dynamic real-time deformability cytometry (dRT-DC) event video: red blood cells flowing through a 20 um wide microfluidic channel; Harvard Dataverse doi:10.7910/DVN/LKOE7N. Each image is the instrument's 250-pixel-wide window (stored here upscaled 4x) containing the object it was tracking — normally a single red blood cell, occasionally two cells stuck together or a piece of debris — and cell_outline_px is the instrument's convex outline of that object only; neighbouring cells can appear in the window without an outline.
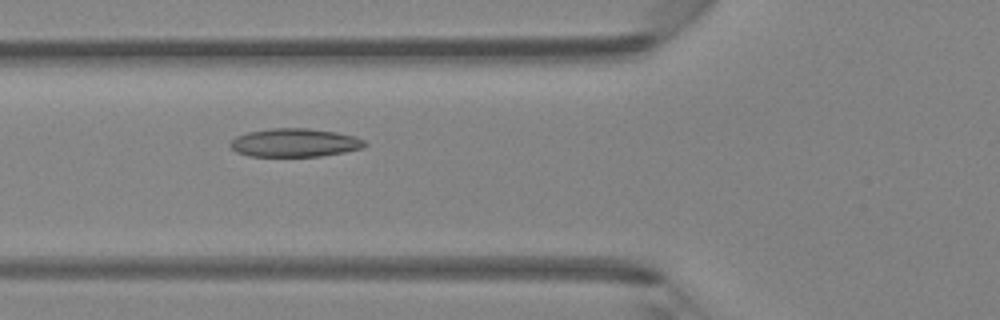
{"species": "Egyptian fruit bat (a non-hibernating species)", "species_latin": "Rousettus aegyptiacus", "temperature_condition": "room temperature", "stored_images_in_passage": 7, "camera_frame_rate_fps": 3000, "um_per_image_px": 0.085, "animal": {"sex": "female"}, "frame": {"image": 1, "passage_image": 5, "time_ms": 5.333, "image_size_px": [1000, 320], "cell_outline_px": [[368, 144], [364, 148], [344, 152], [320, 156], [248, 156], [236, 152], [228, 144], [236, 136], [248, 132], [272, 128], [308, 128], [336, 132], [356, 136], [364, 140]], "centroid_in_image_um": [25.07, 12.13], "position_along_channel_um": 100.7, "area_um2": 22.37}}
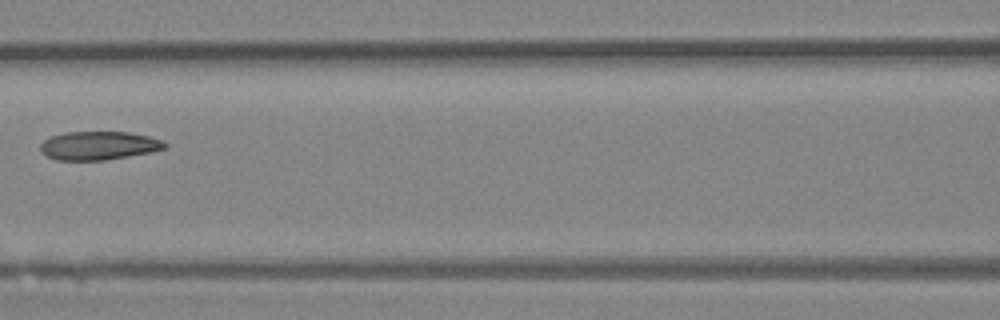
{"frame": {"image": 2, "passage_image": 6, "time_ms": 6.667, "image_size_px": [1000, 320], "cell_outline_px": [[168, 144], [164, 148], [152, 152], [104, 160], [56, 160], [40, 152], [40, 144], [44, 140], [52, 136], [64, 132], [128, 132], [148, 136], [164, 140]], "centroid_in_image_um": [8.39, 12.37], "position_along_channel_um": 158.2, "area_um2": 20.69}}
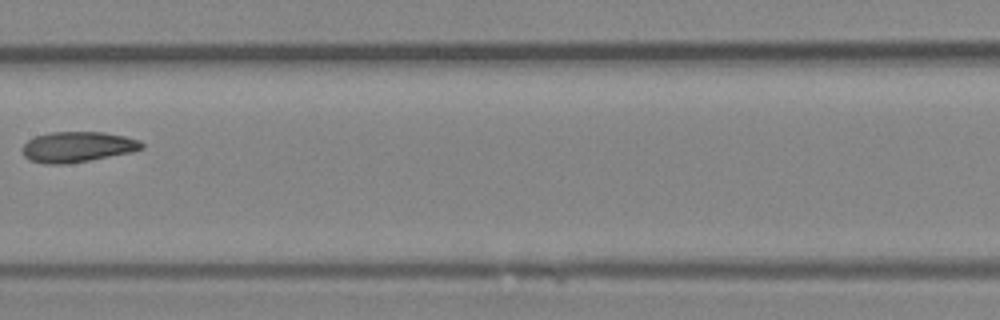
{"frame": {"image": 3, "passage_image": 7, "time_ms": 7.667, "image_size_px": [1000, 320], "cell_outline_px": [[144, 148], [132, 152], [88, 160], [64, 164], [44, 164], [28, 160], [24, 156], [20, 148], [28, 140], [36, 136], [52, 132], [104, 132], [124, 136], [140, 140], [144, 144]], "centroid_in_image_um": [6.56, 12.49], "position_along_channel_um": 200.8, "area_um2": 21.27}}